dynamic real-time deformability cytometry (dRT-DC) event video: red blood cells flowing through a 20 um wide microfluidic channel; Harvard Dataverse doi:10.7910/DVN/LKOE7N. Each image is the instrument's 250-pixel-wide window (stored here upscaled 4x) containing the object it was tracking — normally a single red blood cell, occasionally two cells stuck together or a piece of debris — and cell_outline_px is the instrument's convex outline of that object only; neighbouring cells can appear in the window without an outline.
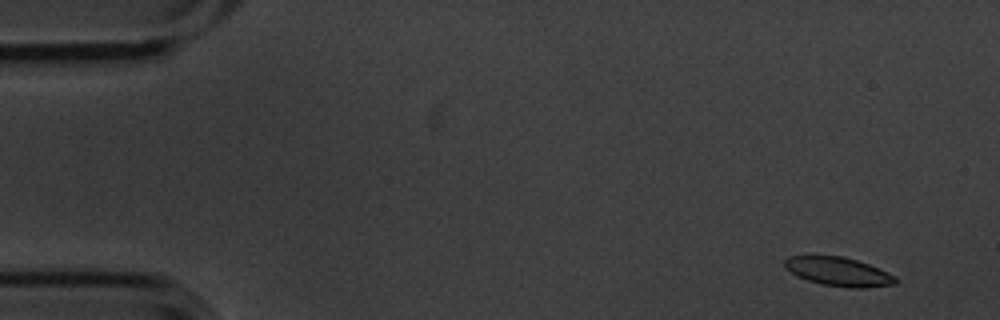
{"species": "common noctule bat (a hibernating species)", "species_latin": "Nyctalus noctula", "temperature_condition": "cold", "stored_images_in_passage": 5, "camera_frame_rate_fps": 3000, "um_per_image_px": 0.085, "animal": {"sex": "male", "body_mass_g": 20.1, "forearm_length_mm": 53.5}, "frame": {"image": 1, "passage_image": 1, "time_ms": 0.0, "image_size_px": [1000, 320], "cell_outline_px": [[896, 284], [868, 288], [848, 288], [824, 284], [808, 280], [796, 276], [784, 268], [784, 260], [788, 256], [844, 256], [868, 264], [896, 276]], "centroid_in_image_um": [71.26, 23.09], "position_along_channel_um": 13.7, "area_um2": 18.61}}
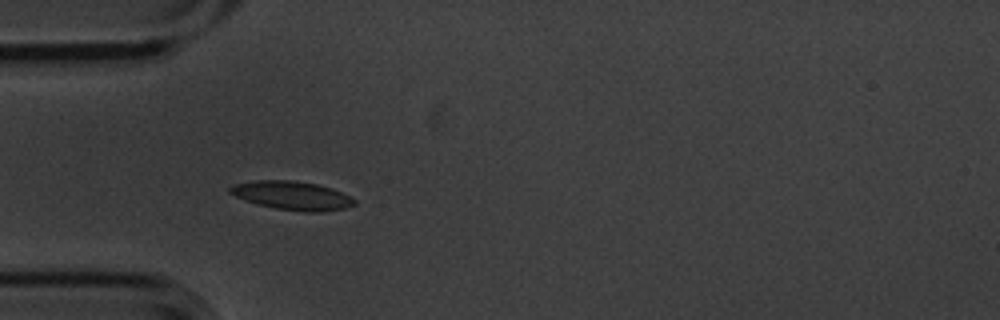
{"frame": {"image": 2, "passage_image": 4, "time_ms": 1.0, "image_size_px": [1000, 320], "cell_outline_px": [[356, 204], [344, 208], [320, 212], [304, 212], [276, 208], [244, 200], [228, 192], [228, 188], [236, 184], [256, 180], [292, 180], [316, 184], [332, 188], [356, 200]], "centroid_in_image_um": [24.83, 16.62], "position_along_channel_um": 60.2, "area_um2": 20.52}}
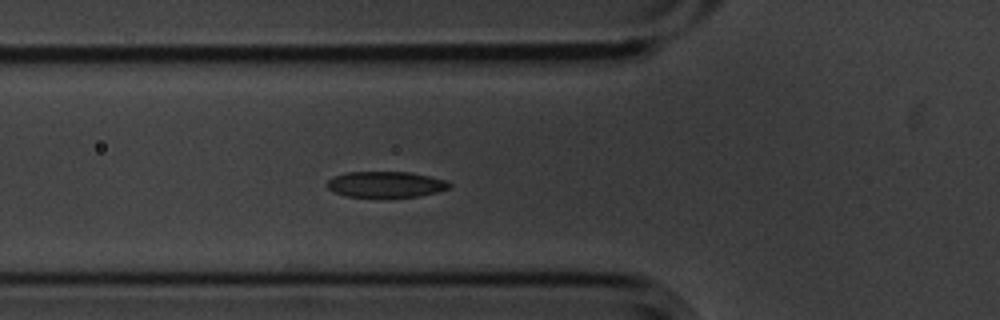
{"frame": {"image": 3, "passage_image": 5, "time_ms": 1.333, "image_size_px": [1000, 320], "cell_outline_px": [[452, 184], [448, 188], [436, 192], [420, 196], [380, 200], [344, 196], [328, 188], [324, 184], [332, 176], [348, 172], [412, 172], [448, 180]], "centroid_in_image_um": [32.77, 15.71], "position_along_channel_um": 93.0, "area_um2": 19.48}}